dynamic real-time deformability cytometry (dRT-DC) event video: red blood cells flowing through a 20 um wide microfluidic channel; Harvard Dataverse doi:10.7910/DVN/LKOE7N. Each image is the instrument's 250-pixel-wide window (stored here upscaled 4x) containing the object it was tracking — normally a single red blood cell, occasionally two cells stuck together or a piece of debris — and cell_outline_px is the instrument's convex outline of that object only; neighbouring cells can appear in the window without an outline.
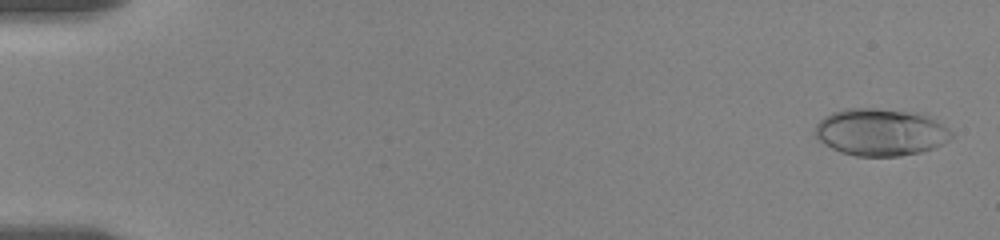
{"species": "human", "species_latin": "Homo sapiens", "temperature_condition": "room temperature", "stored_images_in_passage": 63, "camera_frame_rate_fps": 3000, "um_per_image_px": 0.085, "donor": {"sex": "female"}, "frame": {"image": 1, "passage_image": 2, "time_ms": 0.333, "image_size_px": [1000, 240], "cell_outline_px": [[952, 136], [948, 140], [932, 148], [920, 152], [900, 156], [856, 156], [840, 152], [824, 144], [816, 136], [816, 124], [824, 116], [832, 112], [848, 108], [876, 108], [908, 112], [924, 116], [936, 120], [948, 128], [952, 132]], "centroid_in_image_um": [74.81, 11.24], "position_along_channel_um": 10.2, "area_um2": 37.05}}
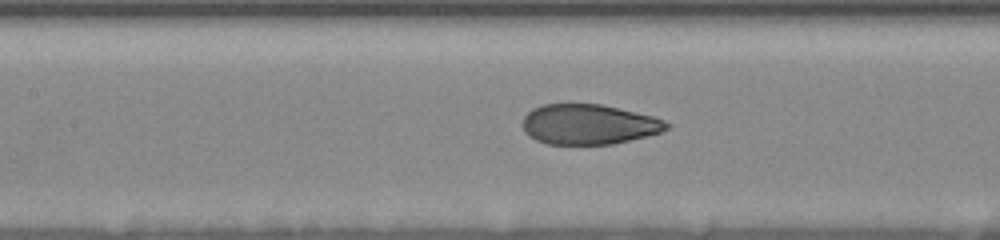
{"frame": {"image": 2, "passage_image": 30, "time_ms": 8.667, "image_size_px": [1000, 240], "cell_outline_px": [[672, 124], [668, 128], [660, 132], [648, 136], [612, 144], [544, 144], [528, 136], [524, 132], [524, 116], [532, 108], [544, 104], [600, 104], [652, 116], [664, 120]], "centroid_in_image_um": [50.04, 10.58], "position_along_channel_um": 157.4, "area_um2": 33.64}}
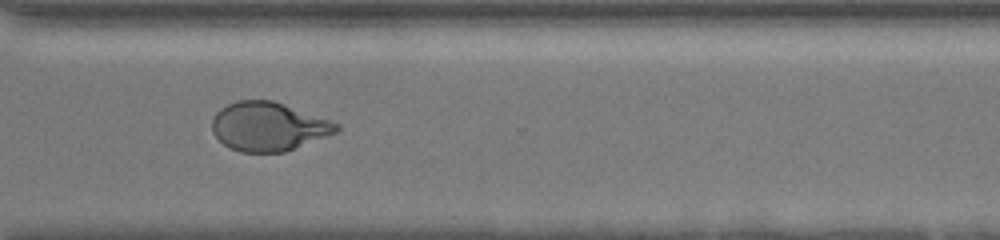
{"frame": {"image": 3, "passage_image": 62, "time_ms": 14.0, "image_size_px": [1000, 240], "cell_outline_px": [[340, 128], [336, 132], [284, 152], [240, 152], [224, 144], [212, 132], [212, 120], [216, 112], [220, 108], [236, 100], [272, 100], [332, 120], [340, 124]], "centroid_in_image_um": [22.81, 10.74], "position_along_channel_um": 347.8, "area_um2": 35.2}}